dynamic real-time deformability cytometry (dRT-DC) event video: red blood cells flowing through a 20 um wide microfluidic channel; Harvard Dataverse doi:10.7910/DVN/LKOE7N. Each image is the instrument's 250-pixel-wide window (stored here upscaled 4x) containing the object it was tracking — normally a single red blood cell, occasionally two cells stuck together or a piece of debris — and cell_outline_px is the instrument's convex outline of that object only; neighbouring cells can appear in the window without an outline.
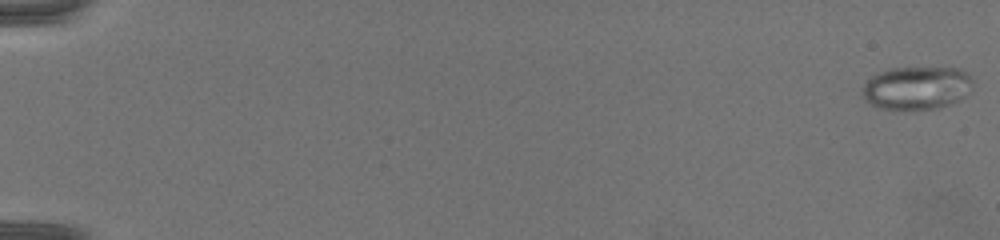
{"species": "common noctule bat (a hibernating species)", "species_latin": "Nyctalus noctula", "temperature_condition": "warm", "stored_images_in_passage": 68, "camera_frame_rate_fps": 3000, "um_per_image_px": 0.085, "animal": {"sex": "female", "body_mass_g": 19.5, "forearm_length_mm": 54.1}, "frame": {"image": 1, "passage_image": 1, "time_ms": 0.0, "image_size_px": [1000, 240], "cell_outline_px": [[976, 84], [960, 100], [936, 108], [880, 108], [872, 104], [860, 92], [864, 84], [872, 76], [888, 68], [960, 68]], "centroid_in_image_um": [77.94, 7.45], "position_along_channel_um": 7.1, "area_um2": 27.34}}
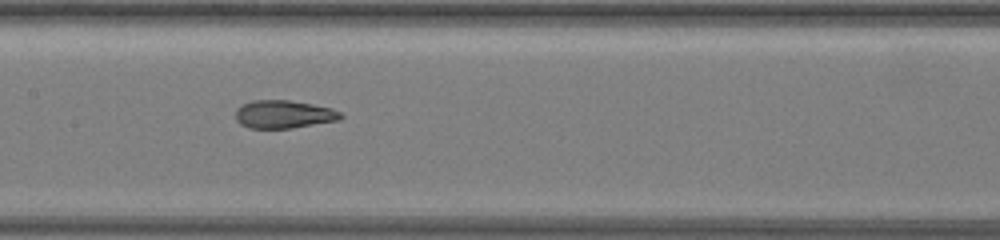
{"frame": {"image": 2, "passage_image": 37, "time_ms": 12.0, "image_size_px": [1000, 240], "cell_outline_px": [[344, 116], [340, 120], [292, 128], [248, 128], [240, 124], [236, 120], [236, 108], [252, 100], [288, 100], [312, 104], [332, 108], [340, 112]], "centroid_in_image_um": [24.12, 9.72], "position_along_channel_um": 183.3, "area_um2": 17.22}}
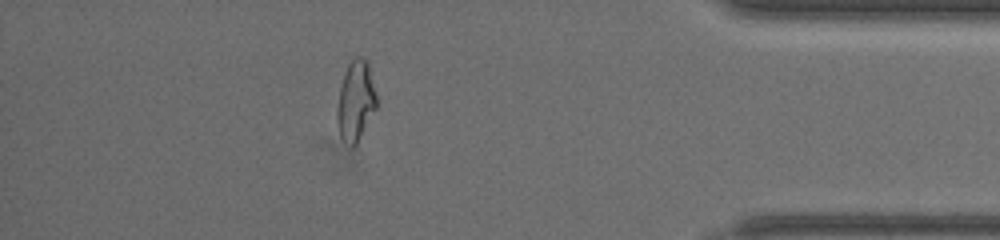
{"frame": {"image": 3, "passage_image": 61, "time_ms": 20.0, "image_size_px": [1000, 240], "cell_outline_px": [[376, 108], [356, 144], [352, 148], [340, 136], [336, 124], [336, 112], [340, 88], [348, 64], [356, 56], [360, 56], [368, 60], [376, 96]], "centroid_in_image_um": [30.22, 8.58], "position_along_channel_um": 405.0, "area_um2": 18.26}, "authors_computed_cell_mechanics": {"area_um2": 18.7272, "velocity_mm_per_s": 3.1811, "shape_relaxation_time_tau1_ms": null, "shape_relaxation_time_tau2_ms": 1.4197, "deformation_change_tau1": null, "deformation_change_tau2": 0.0796}}